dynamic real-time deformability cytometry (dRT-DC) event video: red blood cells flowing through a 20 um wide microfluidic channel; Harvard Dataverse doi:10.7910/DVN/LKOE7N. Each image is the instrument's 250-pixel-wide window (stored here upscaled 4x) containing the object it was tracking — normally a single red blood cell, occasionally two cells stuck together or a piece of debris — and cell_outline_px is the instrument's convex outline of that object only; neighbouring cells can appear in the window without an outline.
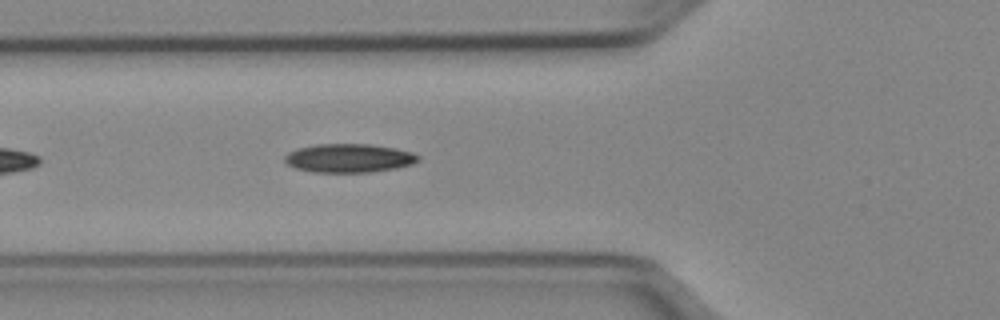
{"species": "Egyptian fruit bat (a non-hibernating species)", "species_latin": "Rousettus aegyptiacus", "temperature_condition": "cold", "stored_images_in_passage": 10, "camera_frame_rate_fps": 3000, "um_per_image_px": 0.085, "animal": {"sex": "female"}, "frame": {"image": 1, "passage_image": 6, "time_ms": 1.667, "image_size_px": [1000, 320], "cell_outline_px": [[420, 160], [412, 164], [396, 168], [368, 172], [312, 172], [296, 168], [288, 164], [284, 160], [284, 156], [288, 152], [296, 148], [316, 144], [368, 144], [396, 148], [412, 152], [420, 156]], "centroid_in_image_um": [29.66, 13.43], "position_along_channel_um": 96.1, "area_um2": 22.37}}